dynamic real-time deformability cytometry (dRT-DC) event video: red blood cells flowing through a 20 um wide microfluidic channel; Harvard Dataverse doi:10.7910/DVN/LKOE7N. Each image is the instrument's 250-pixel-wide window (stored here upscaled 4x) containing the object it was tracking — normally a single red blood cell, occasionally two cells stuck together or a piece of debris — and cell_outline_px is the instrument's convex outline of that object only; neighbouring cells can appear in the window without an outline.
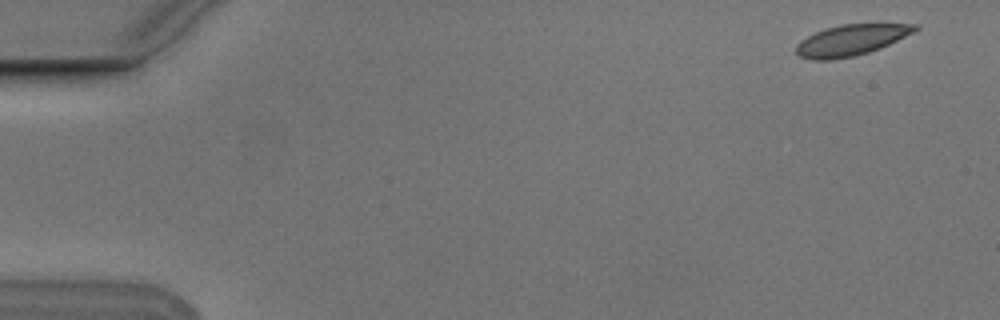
{"species": "Egyptian fruit bat (a non-hibernating species)", "species_latin": "Rousettus aegyptiacus", "temperature_condition": "cold", "stored_images_in_passage": 5, "camera_frame_rate_fps": 3000, "um_per_image_px": 0.085, "animal": {"sex": "male"}, "frame": {"image": 1, "passage_image": 1, "time_ms": 0.0, "image_size_px": [1000, 320], "cell_outline_px": [[920, 28], [880, 48], [856, 56], [832, 60], [812, 60], [800, 56], [796, 52], [796, 44], [800, 40], [824, 28], [840, 24], [876, 20], [920, 24]], "centroid_in_image_um": [72.42, 3.33], "position_along_channel_um": 12.6, "area_um2": 22.48}}
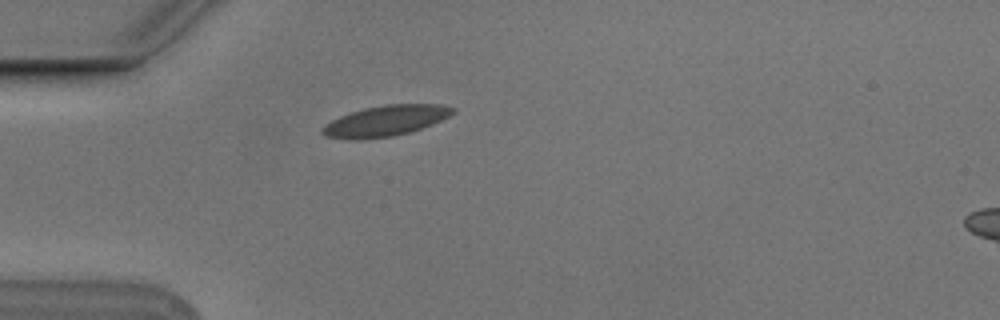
{"frame": {"image": 2, "passage_image": 4, "time_ms": 1.0, "image_size_px": [1000, 320], "cell_outline_px": [[456, 112], [432, 124], [408, 132], [392, 136], [360, 140], [348, 140], [324, 136], [320, 132], [320, 128], [324, 124], [340, 116], [364, 108], [384, 104], [440, 104], [456, 108]], "centroid_in_image_um": [32.72, 10.27], "position_along_channel_um": 52.3, "area_um2": 23.41}}